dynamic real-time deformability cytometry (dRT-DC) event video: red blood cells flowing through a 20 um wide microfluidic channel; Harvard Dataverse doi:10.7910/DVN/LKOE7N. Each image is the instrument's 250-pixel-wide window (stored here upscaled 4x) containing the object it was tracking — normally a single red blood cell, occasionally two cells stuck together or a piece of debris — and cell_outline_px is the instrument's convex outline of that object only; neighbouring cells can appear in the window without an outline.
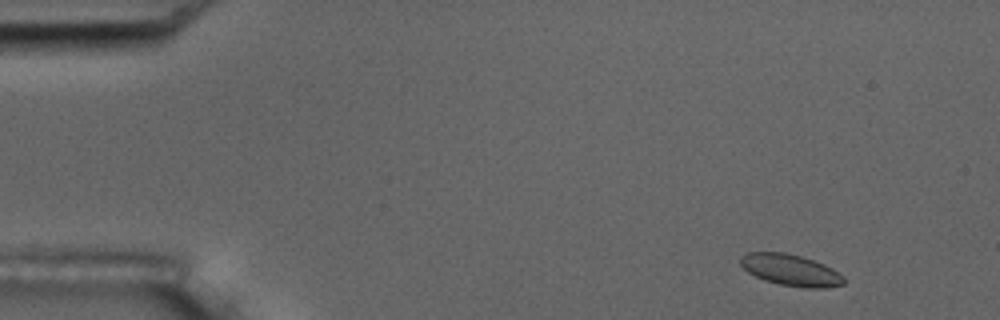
{"species": "common noctule bat (a hibernating species)", "species_latin": "Nyctalus noctula", "temperature_condition": "room temperature", "stored_images_in_passage": 4, "camera_frame_rate_fps": 3000, "um_per_image_px": 0.085, "animal": {"sex": "male", "body_mass_g": 17.5, "forearm_length_mm": 52.3}, "frame": {"image": 1, "passage_image": 1, "time_ms": 0.0, "image_size_px": [1000, 320], "cell_outline_px": [[844, 284], [824, 288], [804, 288], [780, 284], [764, 280], [748, 272], [740, 264], [740, 256], [748, 252], [784, 252], [800, 256], [824, 264], [832, 268], [844, 276]], "centroid_in_image_um": [67.21, 22.95], "position_along_channel_um": 17.8, "area_um2": 18.9}}
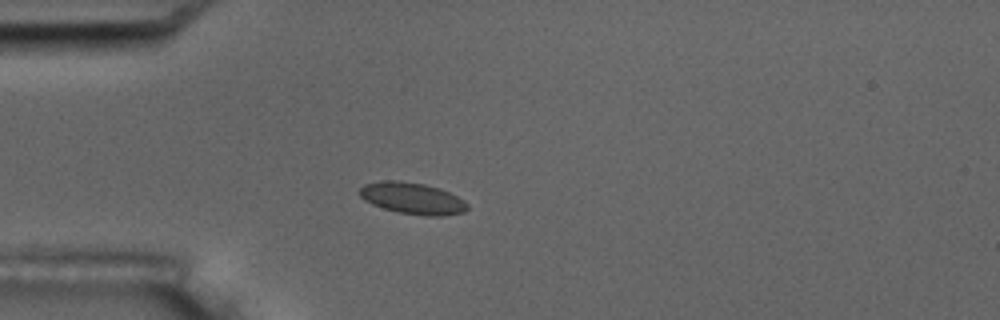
{"frame": {"image": 2, "passage_image": 4, "time_ms": 3.333, "image_size_px": [1000, 320], "cell_outline_px": [[468, 208], [464, 212], [444, 216], [424, 216], [400, 212], [384, 208], [372, 204], [364, 200], [356, 192], [364, 184], [380, 180], [396, 180], [424, 184], [440, 188], [464, 200], [468, 204]], "centroid_in_image_um": [35.03, 16.85], "position_along_channel_um": 50.0, "area_um2": 19.94}}